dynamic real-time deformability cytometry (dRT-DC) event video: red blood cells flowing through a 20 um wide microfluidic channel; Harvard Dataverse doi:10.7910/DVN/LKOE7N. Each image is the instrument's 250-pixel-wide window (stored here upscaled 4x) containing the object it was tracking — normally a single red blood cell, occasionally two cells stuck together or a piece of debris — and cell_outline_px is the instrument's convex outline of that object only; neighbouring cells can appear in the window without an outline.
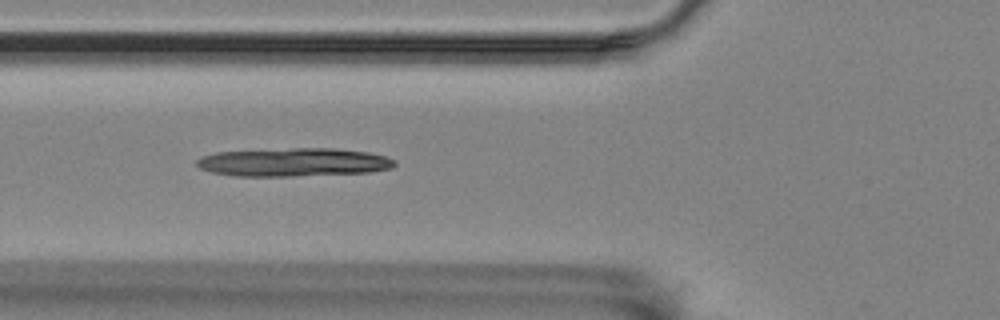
{"species": "Egyptian fruit bat (a non-hibernating species)", "species_latin": "Rousettus aegyptiacus", "temperature_condition": "room temperature", "stored_images_in_passage": 15, "camera_frame_rate_fps": 3000, "um_per_image_px": 0.085, "animal": {"sex": "female"}, "frame": {"image": 1, "passage_image": 4, "time_ms": 1.0, "image_size_px": [1000, 320], "cell_outline_px": [[396, 164], [392, 168], [368, 172], [292, 176], [232, 176], [212, 172], [200, 168], [196, 164], [196, 160], [204, 156], [216, 152], [292, 148], [336, 148], [368, 152], [384, 156], [396, 160]], "centroid_in_image_um": [24.96, 13.79], "position_along_channel_um": 100.8, "area_um2": 32.71}}
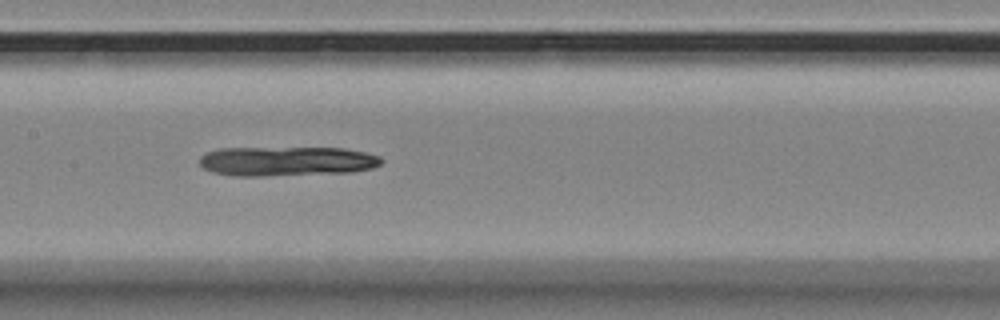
{"frame": {"image": 2, "passage_image": 11, "time_ms": 3.333, "image_size_px": [1000, 320], "cell_outline_px": [[384, 160], [380, 164], [372, 168], [352, 172], [260, 176], [232, 176], [212, 172], [204, 168], [200, 164], [200, 156], [208, 152], [220, 148], [344, 148], [364, 152], [380, 156]], "centroid_in_image_um": [24.37, 13.7], "position_along_channel_um": 183.0, "area_um2": 31.33}}
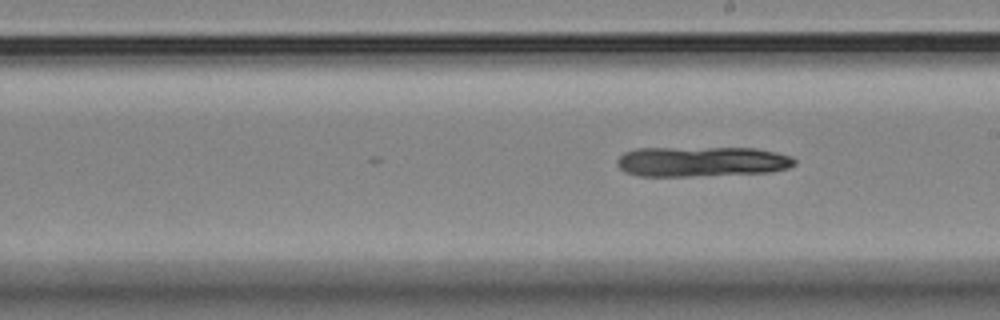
{"frame": {"image": 3, "passage_image": 15, "time_ms": 4.667, "image_size_px": [1000, 320], "cell_outline_px": [[796, 164], [788, 168], [772, 172], [692, 176], [640, 176], [624, 172], [616, 164], [616, 160], [624, 152], [636, 148], [756, 148], [776, 152], [792, 156], [796, 160]], "centroid_in_image_um": [59.65, 13.73], "position_along_channel_um": 229.4, "area_um2": 31.39}}